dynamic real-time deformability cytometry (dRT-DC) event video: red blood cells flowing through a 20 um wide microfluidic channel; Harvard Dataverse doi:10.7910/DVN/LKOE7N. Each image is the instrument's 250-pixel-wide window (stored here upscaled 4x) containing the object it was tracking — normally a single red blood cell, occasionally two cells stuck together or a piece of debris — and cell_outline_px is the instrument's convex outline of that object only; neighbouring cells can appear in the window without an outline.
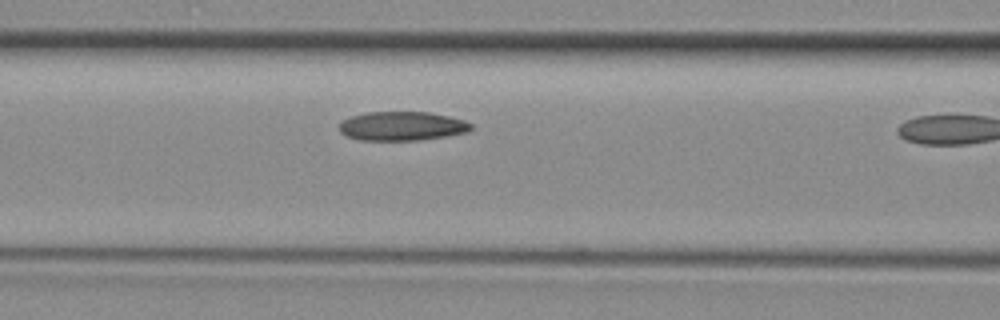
{"species": "common noctule bat (a hibernating species)", "species_latin": "Nyctalus noctula", "temperature_condition": "room temperature", "stored_images_in_passage": 10, "camera_frame_rate_fps": 3000, "um_per_image_px": 0.085, "animal": {"sex": "female", "body_mass_g": 29.2, "forearm_length_mm": 56.3}, "frame": {"image": 1, "passage_image": 9, "time_ms": 2.667, "image_size_px": [1000, 320], "cell_outline_px": [[472, 128], [468, 132], [448, 136], [420, 140], [360, 140], [348, 136], [340, 132], [340, 120], [352, 116], [368, 112], [428, 112], [448, 116], [464, 120], [472, 124]], "centroid_in_image_um": [34.18, 10.72], "position_along_channel_um": 132.4, "area_um2": 22.31}}